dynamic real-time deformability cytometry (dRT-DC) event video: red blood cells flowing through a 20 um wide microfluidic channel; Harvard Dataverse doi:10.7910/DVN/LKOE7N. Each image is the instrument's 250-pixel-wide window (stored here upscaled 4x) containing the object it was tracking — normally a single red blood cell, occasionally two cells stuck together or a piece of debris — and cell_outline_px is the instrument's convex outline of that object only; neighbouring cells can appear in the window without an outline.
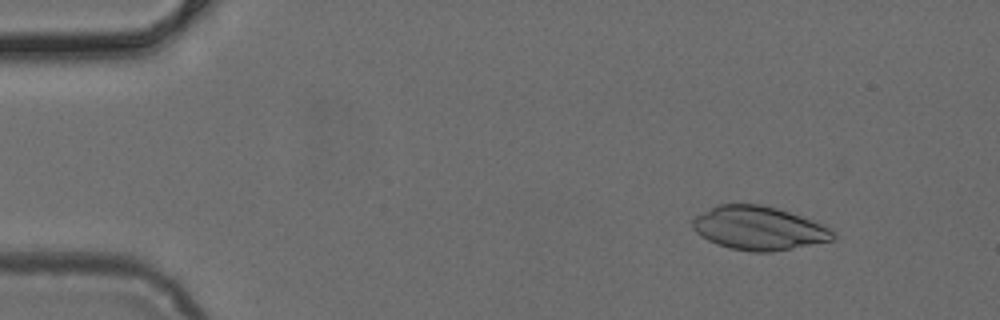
{"species": "common noctule bat (a hibernating species)", "species_latin": "Nyctalus noctula", "temperature_condition": "cold", "stored_images_in_passage": 4, "camera_frame_rate_fps": 3000, "um_per_image_px": 0.085, "animal": {"sex": "female", "body_mass_g": 24.6, "forearm_length_mm": 56.2}, "frame": {"image": 1, "passage_image": 2, "time_ms": 0.333, "image_size_px": [1000, 320], "cell_outline_px": [[836, 240], [772, 252], [752, 252], [732, 248], [716, 244], [700, 236], [692, 228], [692, 220], [696, 216], [716, 204], [760, 204], [776, 208], [824, 224], [832, 228], [836, 232]], "centroid_in_image_um": [64.53, 19.4], "position_along_channel_um": 20.5, "area_um2": 35.95}}